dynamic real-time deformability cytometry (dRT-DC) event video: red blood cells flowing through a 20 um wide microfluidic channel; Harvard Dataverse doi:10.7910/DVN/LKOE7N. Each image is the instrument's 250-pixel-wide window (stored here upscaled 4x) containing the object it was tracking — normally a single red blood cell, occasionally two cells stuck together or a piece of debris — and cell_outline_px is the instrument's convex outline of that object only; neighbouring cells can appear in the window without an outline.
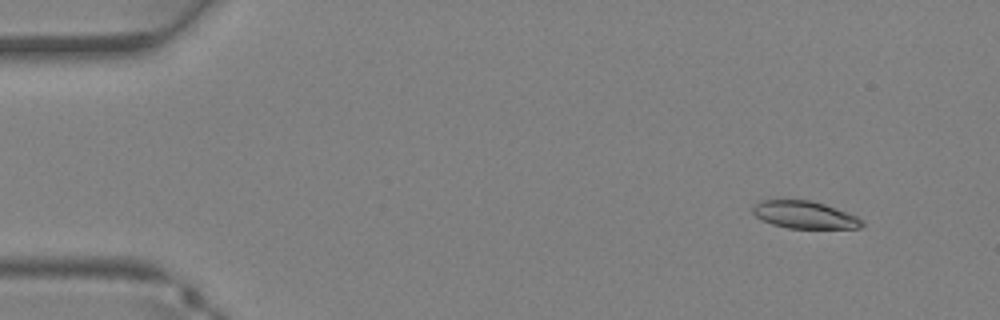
{"species": "Egyptian fruit bat (a non-hibernating species)", "species_latin": "Rousettus aegyptiacus", "temperature_condition": "warm", "stored_images_in_passage": 10, "camera_frame_rate_fps": 3000, "um_per_image_px": 0.085, "animal": {"sex": "female"}, "frame": {"image": 1, "passage_image": 4, "time_ms": 1.0, "image_size_px": [1000, 320], "cell_outline_px": [[864, 224], [860, 228], [788, 228], [772, 224], [756, 216], [752, 212], [752, 204], [760, 200], [812, 200], [824, 204], [856, 216], [864, 220]], "centroid_in_image_um": [68.37, 18.25], "position_along_channel_um": 16.6, "area_um2": 17.4}}